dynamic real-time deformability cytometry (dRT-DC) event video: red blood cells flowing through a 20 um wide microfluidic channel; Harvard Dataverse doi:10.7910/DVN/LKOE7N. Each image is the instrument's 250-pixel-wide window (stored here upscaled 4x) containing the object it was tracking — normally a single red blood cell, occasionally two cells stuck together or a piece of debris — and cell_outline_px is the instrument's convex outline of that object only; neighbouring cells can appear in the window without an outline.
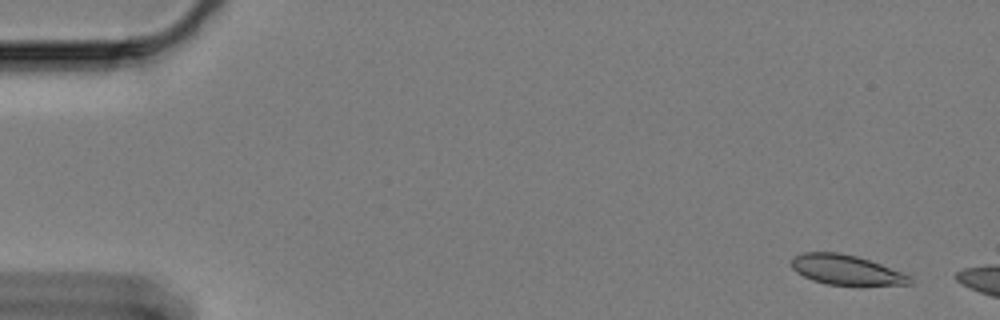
{"species": "Egyptian fruit bat (a non-hibernating species)", "species_latin": "Rousettus aegyptiacus", "temperature_condition": "cold", "stored_images_in_passage": 11, "camera_frame_rate_fps": 3000, "um_per_image_px": 0.085, "animal": {"sex": "female"}, "frame": {"image": 1, "passage_image": 4, "time_ms": 1.0, "image_size_px": [1000, 320], "cell_outline_px": [[912, 284], [828, 284], [812, 280], [796, 272], [792, 268], [792, 260], [796, 256], [804, 252], [836, 252], [856, 256], [880, 264], [900, 272], [908, 276], [912, 280]], "centroid_in_image_um": [71.86, 22.92], "position_along_channel_um": 13.1, "area_um2": 19.88}}